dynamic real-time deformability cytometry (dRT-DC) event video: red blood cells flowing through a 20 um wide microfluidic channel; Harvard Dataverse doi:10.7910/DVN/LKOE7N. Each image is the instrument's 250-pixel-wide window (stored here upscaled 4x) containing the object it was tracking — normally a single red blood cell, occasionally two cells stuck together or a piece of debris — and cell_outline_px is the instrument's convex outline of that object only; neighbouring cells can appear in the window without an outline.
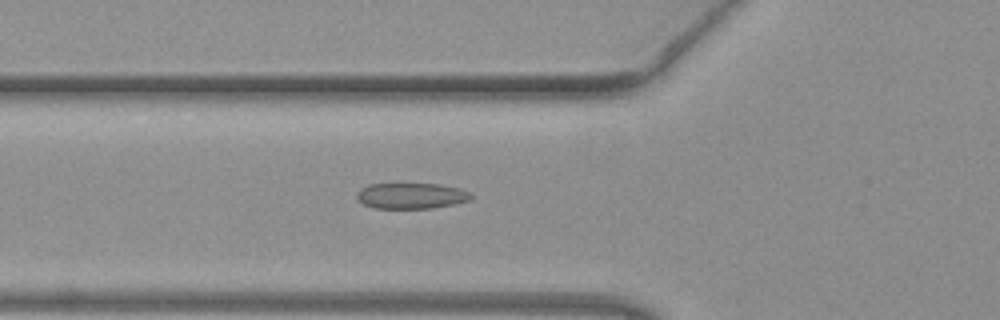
{"species": "common noctule bat (a hibernating species)", "species_latin": "Nyctalus noctula", "temperature_condition": "warm", "stored_images_in_passage": 51, "camera_frame_rate_fps": 3000, "um_per_image_px": 0.085, "animal": {"sex": "female", "body_mass_g": 19.3, "forearm_length_mm": 54.1}, "frame": {"image": 1, "passage_image": 19, "time_ms": 6.0, "image_size_px": [1000, 320], "cell_outline_px": [[472, 196], [468, 200], [456, 204], [432, 208], [376, 208], [364, 204], [356, 196], [356, 192], [360, 188], [368, 184], [440, 184], [460, 188], [472, 192]], "centroid_in_image_um": [34.98, 16.63], "position_along_channel_um": 90.8, "area_um2": 17.22}}
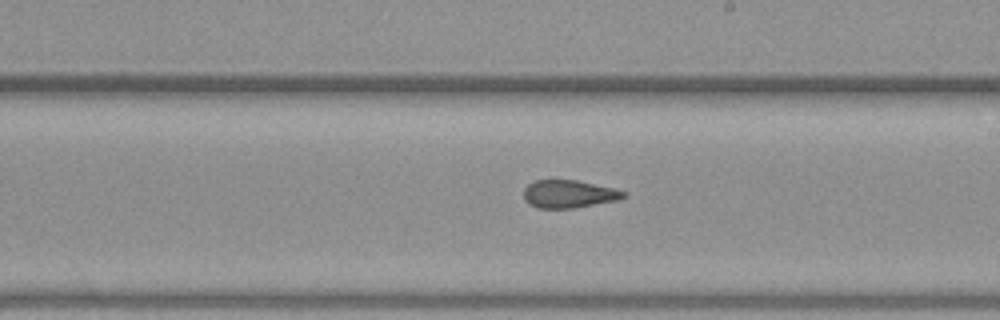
{"frame": {"image": 2, "passage_image": 30, "time_ms": 9.667, "image_size_px": [1000, 320], "cell_outline_px": [[628, 196], [620, 200], [576, 208], [536, 208], [528, 204], [524, 200], [524, 188], [528, 184], [536, 180], [576, 180], [612, 188], [628, 192]], "centroid_in_image_um": [48.37, 16.5], "position_along_channel_um": 240.6, "area_um2": 16.42}}
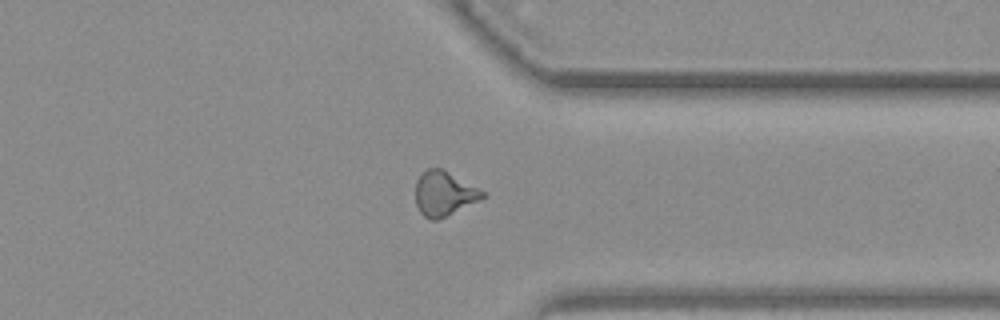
{"frame": {"image": 3, "passage_image": 40, "time_ms": 13.0, "image_size_px": [1000, 320], "cell_outline_px": [[488, 196], [480, 200], [436, 220], [432, 220], [424, 216], [420, 212], [416, 204], [416, 180], [428, 168], [440, 168], [484, 192]], "centroid_in_image_um": [37.72, 16.47], "position_along_channel_um": 373.7, "area_um2": 16.88}, "authors_computed_cell_mechanics": {"area_um2": 17.2822, "velocity_mm_per_s": 4.0613, "shape_relaxation_time_tau1_ms": 9.697, "shape_relaxation_time_tau2_ms": 1.7488, "deformation_change_tau1": 0.2129, "deformation_change_tau2": 0.1002}}